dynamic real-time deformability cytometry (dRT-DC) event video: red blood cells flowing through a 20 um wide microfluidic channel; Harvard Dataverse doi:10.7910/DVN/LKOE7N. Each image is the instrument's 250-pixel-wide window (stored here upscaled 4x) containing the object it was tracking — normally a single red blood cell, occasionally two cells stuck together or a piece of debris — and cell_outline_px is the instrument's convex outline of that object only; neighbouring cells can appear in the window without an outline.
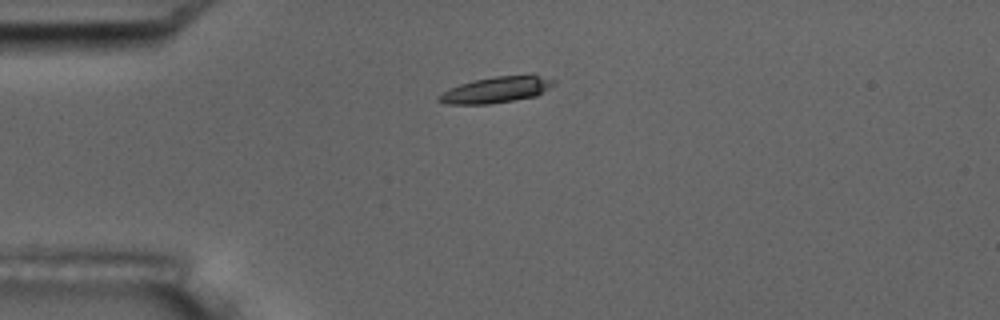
{"species": "common noctule bat (a hibernating species)", "species_latin": "Nyctalus noctula", "temperature_condition": "room temperature", "stored_images_in_passage": 5, "camera_frame_rate_fps": 3000, "um_per_image_px": 0.085, "animal": {"sex": "male", "body_mass_g": 17.5, "forearm_length_mm": 52.3}, "frame": {"image": 1, "passage_image": 5, "time_ms": 4.667, "image_size_px": [1000, 320], "cell_outline_px": [[556, 84], [536, 96], [488, 104], [448, 104], [436, 100], [436, 96], [448, 88], [460, 84], [476, 80], [496, 76], [532, 72], [536, 72], [556, 80]], "centroid_in_image_um": [42.27, 7.58], "position_along_channel_um": 42.7, "area_um2": 18.09}}